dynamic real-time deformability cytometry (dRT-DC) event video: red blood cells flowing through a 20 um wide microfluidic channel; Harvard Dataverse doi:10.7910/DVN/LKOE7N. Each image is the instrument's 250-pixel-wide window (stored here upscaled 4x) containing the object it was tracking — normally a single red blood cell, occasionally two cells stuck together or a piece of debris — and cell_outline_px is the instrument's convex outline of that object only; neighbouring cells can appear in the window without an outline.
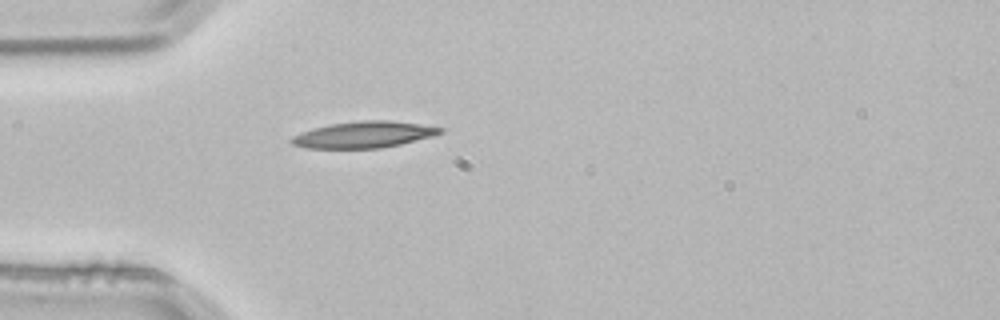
{"species": "common noctule bat (a hibernating species)", "species_latin": "Nyctalus noctula", "temperature_condition": "room temperature", "stored_images_in_passage": 1, "camera_frame_rate_fps": 3000, "um_per_image_px": 0.085, "animal": {"sex": "male", "body_mass_g": 21.5, "forearm_length_mm": 52.0}, "frame": {"image": 1, "passage_image": 1, "time_ms": 0.0, "image_size_px": [1000, 320], "cell_outline_px": [[444, 132], [432, 136], [400, 144], [380, 148], [304, 148], [292, 144], [288, 140], [292, 136], [300, 132], [332, 124], [360, 120], [392, 120], [444, 128]], "centroid_in_image_um": [30.9, 11.44], "position_along_channel_um": 54.1, "area_um2": 22.77}}